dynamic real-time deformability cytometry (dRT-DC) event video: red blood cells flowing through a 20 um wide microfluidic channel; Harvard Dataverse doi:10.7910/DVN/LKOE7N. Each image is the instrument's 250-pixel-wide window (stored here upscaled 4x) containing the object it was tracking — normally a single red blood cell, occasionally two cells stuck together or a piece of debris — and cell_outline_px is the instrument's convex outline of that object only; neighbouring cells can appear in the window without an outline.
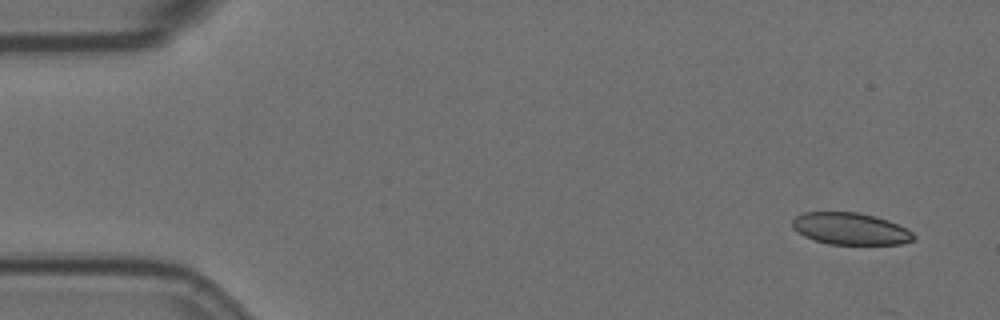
{"species": "Egyptian fruit bat (a non-hibernating species)", "species_latin": "Rousettus aegyptiacus", "temperature_condition": "room temperature", "stored_images_in_passage": 6, "camera_frame_rate_fps": 3000, "um_per_image_px": 0.085, "animal": {"sex": "female"}, "frame": {"image": 1, "passage_image": 1, "time_ms": 0.0, "image_size_px": [1000, 320], "cell_outline_px": [[916, 240], [900, 244], [828, 244], [804, 236], [792, 228], [792, 220], [796, 216], [804, 212], [856, 212], [888, 220], [912, 232], [916, 236]], "centroid_in_image_um": [72.27, 19.45], "position_along_channel_um": 12.7, "area_um2": 22.43}}
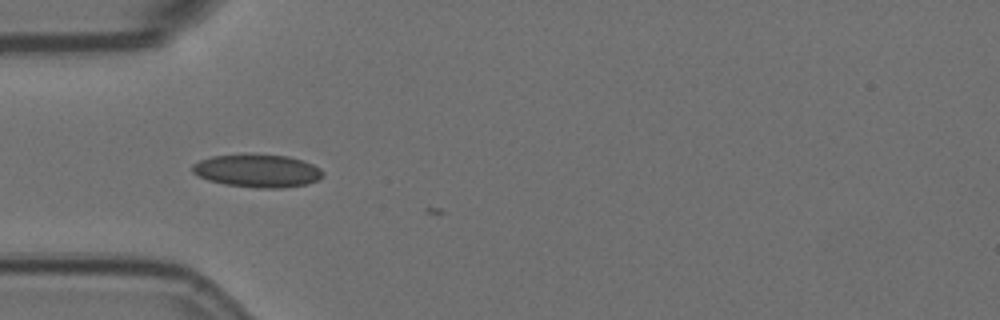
{"frame": {"image": 2, "passage_image": 5, "time_ms": 1.333, "image_size_px": [1000, 320], "cell_outline_px": [[324, 176], [316, 180], [304, 184], [284, 188], [256, 188], [224, 184], [208, 180], [196, 176], [192, 172], [192, 164], [200, 160], [212, 156], [288, 156], [312, 164], [320, 168], [324, 172]], "centroid_in_image_um": [21.86, 14.55], "position_along_channel_um": 63.1, "area_um2": 24.51}}